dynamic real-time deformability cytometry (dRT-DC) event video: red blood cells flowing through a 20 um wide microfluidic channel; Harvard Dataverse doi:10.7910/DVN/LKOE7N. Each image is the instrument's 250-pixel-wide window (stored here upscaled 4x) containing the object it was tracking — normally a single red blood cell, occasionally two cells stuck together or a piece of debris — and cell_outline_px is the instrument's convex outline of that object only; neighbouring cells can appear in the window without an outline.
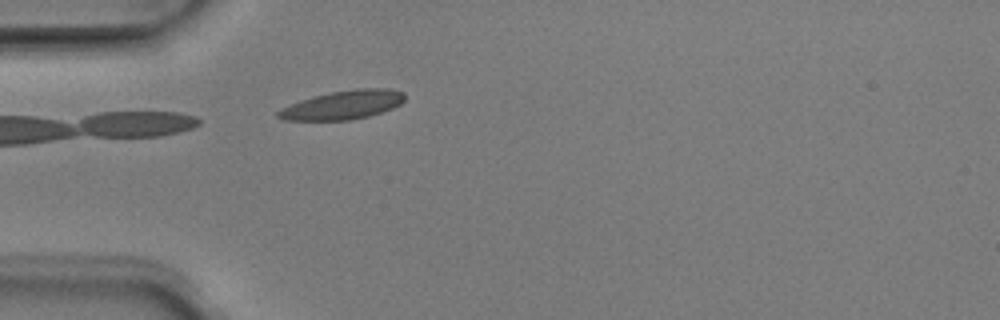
{"species": "Egyptian fruit bat (a non-hibernating species)", "species_latin": "Rousettus aegyptiacus", "temperature_condition": "room temperature", "stored_images_in_passage": 3, "camera_frame_rate_fps": 3000, "um_per_image_px": 0.085, "animal": {"sex": "male"}, "frame": {"image": 1, "passage_image": 3, "time_ms": 0.667, "image_size_px": [1000, 320], "cell_outline_px": [[404, 100], [400, 104], [392, 108], [368, 116], [352, 120], [284, 120], [276, 116], [276, 112], [280, 108], [300, 100], [312, 96], [332, 92], [356, 88], [388, 88], [404, 92]], "centroid_in_image_um": [29.12, 8.91], "position_along_channel_um": 55.9, "area_um2": 21.27}}